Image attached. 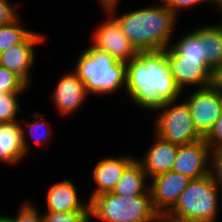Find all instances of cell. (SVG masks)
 I'll return each mask as SVG.
<instances>
[{
  "label": "cell",
  "instance_id": "1",
  "mask_svg": "<svg viewBox=\"0 0 222 222\" xmlns=\"http://www.w3.org/2000/svg\"><path fill=\"white\" fill-rule=\"evenodd\" d=\"M124 89L137 106L153 112L182 95L171 74L166 50L138 52L127 62Z\"/></svg>",
  "mask_w": 222,
  "mask_h": 222
},
{
  "label": "cell",
  "instance_id": "2",
  "mask_svg": "<svg viewBox=\"0 0 222 222\" xmlns=\"http://www.w3.org/2000/svg\"><path fill=\"white\" fill-rule=\"evenodd\" d=\"M105 5L138 52L165 50L170 46L178 16L163 3L117 15V5ZM171 40V41H170Z\"/></svg>",
  "mask_w": 222,
  "mask_h": 222
},
{
  "label": "cell",
  "instance_id": "3",
  "mask_svg": "<svg viewBox=\"0 0 222 222\" xmlns=\"http://www.w3.org/2000/svg\"><path fill=\"white\" fill-rule=\"evenodd\" d=\"M73 71L85 84L89 96L112 95L126 88V63L91 45L82 51Z\"/></svg>",
  "mask_w": 222,
  "mask_h": 222
},
{
  "label": "cell",
  "instance_id": "4",
  "mask_svg": "<svg viewBox=\"0 0 222 222\" xmlns=\"http://www.w3.org/2000/svg\"><path fill=\"white\" fill-rule=\"evenodd\" d=\"M91 219L102 222H160L150 190L143 195L121 196L107 192L89 199Z\"/></svg>",
  "mask_w": 222,
  "mask_h": 222
},
{
  "label": "cell",
  "instance_id": "5",
  "mask_svg": "<svg viewBox=\"0 0 222 222\" xmlns=\"http://www.w3.org/2000/svg\"><path fill=\"white\" fill-rule=\"evenodd\" d=\"M220 192V188L211 174L199 179H192L169 214L217 222Z\"/></svg>",
  "mask_w": 222,
  "mask_h": 222
},
{
  "label": "cell",
  "instance_id": "6",
  "mask_svg": "<svg viewBox=\"0 0 222 222\" xmlns=\"http://www.w3.org/2000/svg\"><path fill=\"white\" fill-rule=\"evenodd\" d=\"M165 103L154 117V133L169 143L183 145L203 137L196 130L189 107L185 101ZM160 111V112H159Z\"/></svg>",
  "mask_w": 222,
  "mask_h": 222
},
{
  "label": "cell",
  "instance_id": "7",
  "mask_svg": "<svg viewBox=\"0 0 222 222\" xmlns=\"http://www.w3.org/2000/svg\"><path fill=\"white\" fill-rule=\"evenodd\" d=\"M102 10L105 11L107 19L93 31L91 46L108 53L117 61L127 63L138 54V51L122 32L117 20L104 8Z\"/></svg>",
  "mask_w": 222,
  "mask_h": 222
},
{
  "label": "cell",
  "instance_id": "8",
  "mask_svg": "<svg viewBox=\"0 0 222 222\" xmlns=\"http://www.w3.org/2000/svg\"><path fill=\"white\" fill-rule=\"evenodd\" d=\"M185 102L196 130L205 138L222 112V94L208 86L190 93Z\"/></svg>",
  "mask_w": 222,
  "mask_h": 222
},
{
  "label": "cell",
  "instance_id": "9",
  "mask_svg": "<svg viewBox=\"0 0 222 222\" xmlns=\"http://www.w3.org/2000/svg\"><path fill=\"white\" fill-rule=\"evenodd\" d=\"M190 181L187 175L172 170L150 178L149 190L153 208L160 216L174 208Z\"/></svg>",
  "mask_w": 222,
  "mask_h": 222
},
{
  "label": "cell",
  "instance_id": "10",
  "mask_svg": "<svg viewBox=\"0 0 222 222\" xmlns=\"http://www.w3.org/2000/svg\"><path fill=\"white\" fill-rule=\"evenodd\" d=\"M46 36L33 31L22 43L9 47L0 53V66L15 72L28 85L31 79V67L35 62V47L45 42Z\"/></svg>",
  "mask_w": 222,
  "mask_h": 222
},
{
  "label": "cell",
  "instance_id": "11",
  "mask_svg": "<svg viewBox=\"0 0 222 222\" xmlns=\"http://www.w3.org/2000/svg\"><path fill=\"white\" fill-rule=\"evenodd\" d=\"M211 149L205 139L178 145L172 171L187 175L191 180L210 174Z\"/></svg>",
  "mask_w": 222,
  "mask_h": 222
},
{
  "label": "cell",
  "instance_id": "12",
  "mask_svg": "<svg viewBox=\"0 0 222 222\" xmlns=\"http://www.w3.org/2000/svg\"><path fill=\"white\" fill-rule=\"evenodd\" d=\"M86 86L74 71L61 76L52 92V102L60 115L76 112L88 97Z\"/></svg>",
  "mask_w": 222,
  "mask_h": 222
},
{
  "label": "cell",
  "instance_id": "13",
  "mask_svg": "<svg viewBox=\"0 0 222 222\" xmlns=\"http://www.w3.org/2000/svg\"><path fill=\"white\" fill-rule=\"evenodd\" d=\"M178 87L195 86L197 89L210 86L212 69L205 60H183V56H166Z\"/></svg>",
  "mask_w": 222,
  "mask_h": 222
},
{
  "label": "cell",
  "instance_id": "14",
  "mask_svg": "<svg viewBox=\"0 0 222 222\" xmlns=\"http://www.w3.org/2000/svg\"><path fill=\"white\" fill-rule=\"evenodd\" d=\"M136 159L131 155L106 157L98 161L92 170V178L96 188L92 191L90 198L103 193L112 192L120 181L125 169Z\"/></svg>",
  "mask_w": 222,
  "mask_h": 222
},
{
  "label": "cell",
  "instance_id": "15",
  "mask_svg": "<svg viewBox=\"0 0 222 222\" xmlns=\"http://www.w3.org/2000/svg\"><path fill=\"white\" fill-rule=\"evenodd\" d=\"M154 143L145 152L143 159H136L142 166L148 179L172 170L177 156L178 145L166 142L154 135Z\"/></svg>",
  "mask_w": 222,
  "mask_h": 222
},
{
  "label": "cell",
  "instance_id": "16",
  "mask_svg": "<svg viewBox=\"0 0 222 222\" xmlns=\"http://www.w3.org/2000/svg\"><path fill=\"white\" fill-rule=\"evenodd\" d=\"M47 212L91 211L89 200L82 202L78 196V188L70 180L52 184L47 190Z\"/></svg>",
  "mask_w": 222,
  "mask_h": 222
},
{
  "label": "cell",
  "instance_id": "17",
  "mask_svg": "<svg viewBox=\"0 0 222 222\" xmlns=\"http://www.w3.org/2000/svg\"><path fill=\"white\" fill-rule=\"evenodd\" d=\"M20 120L0 122V162L8 165L20 163L27 155L23 145Z\"/></svg>",
  "mask_w": 222,
  "mask_h": 222
},
{
  "label": "cell",
  "instance_id": "18",
  "mask_svg": "<svg viewBox=\"0 0 222 222\" xmlns=\"http://www.w3.org/2000/svg\"><path fill=\"white\" fill-rule=\"evenodd\" d=\"M148 176L141 164L135 159L123 172L113 193L121 196L143 195L148 189Z\"/></svg>",
  "mask_w": 222,
  "mask_h": 222
},
{
  "label": "cell",
  "instance_id": "19",
  "mask_svg": "<svg viewBox=\"0 0 222 222\" xmlns=\"http://www.w3.org/2000/svg\"><path fill=\"white\" fill-rule=\"evenodd\" d=\"M192 32L205 43L207 65L211 69L222 65V28L218 24L202 25Z\"/></svg>",
  "mask_w": 222,
  "mask_h": 222
},
{
  "label": "cell",
  "instance_id": "20",
  "mask_svg": "<svg viewBox=\"0 0 222 222\" xmlns=\"http://www.w3.org/2000/svg\"><path fill=\"white\" fill-rule=\"evenodd\" d=\"M166 56H183V60H205L207 55L205 43L192 32L184 33L176 43H170V46L165 49Z\"/></svg>",
  "mask_w": 222,
  "mask_h": 222
},
{
  "label": "cell",
  "instance_id": "21",
  "mask_svg": "<svg viewBox=\"0 0 222 222\" xmlns=\"http://www.w3.org/2000/svg\"><path fill=\"white\" fill-rule=\"evenodd\" d=\"M29 117H32V121L30 120H24V118H22V120L20 119V123H23L24 125L21 126L22 127V131H23V145H24V150L26 152V155L28 156L30 152V143L28 142V135L31 136L32 141H34V143H38V145H42L44 144L47 140L51 139V129H50V125L47 122V120H43L41 114L37 113L36 111L33 112V114H30ZM26 121V122H25ZM30 121V122H28ZM46 121V122H45ZM29 129V130H28ZM28 130V135L26 133V131Z\"/></svg>",
  "mask_w": 222,
  "mask_h": 222
},
{
  "label": "cell",
  "instance_id": "22",
  "mask_svg": "<svg viewBox=\"0 0 222 222\" xmlns=\"http://www.w3.org/2000/svg\"><path fill=\"white\" fill-rule=\"evenodd\" d=\"M20 15L10 23L0 27V53L11 46L22 43L32 32L20 21Z\"/></svg>",
  "mask_w": 222,
  "mask_h": 222
},
{
  "label": "cell",
  "instance_id": "23",
  "mask_svg": "<svg viewBox=\"0 0 222 222\" xmlns=\"http://www.w3.org/2000/svg\"><path fill=\"white\" fill-rule=\"evenodd\" d=\"M22 93H3L0 91V122L19 120L18 112H21L18 96Z\"/></svg>",
  "mask_w": 222,
  "mask_h": 222
},
{
  "label": "cell",
  "instance_id": "24",
  "mask_svg": "<svg viewBox=\"0 0 222 222\" xmlns=\"http://www.w3.org/2000/svg\"><path fill=\"white\" fill-rule=\"evenodd\" d=\"M29 85L15 72L0 66V91L3 93H24Z\"/></svg>",
  "mask_w": 222,
  "mask_h": 222
},
{
  "label": "cell",
  "instance_id": "25",
  "mask_svg": "<svg viewBox=\"0 0 222 222\" xmlns=\"http://www.w3.org/2000/svg\"><path fill=\"white\" fill-rule=\"evenodd\" d=\"M91 211L46 212L43 222H90Z\"/></svg>",
  "mask_w": 222,
  "mask_h": 222
},
{
  "label": "cell",
  "instance_id": "26",
  "mask_svg": "<svg viewBox=\"0 0 222 222\" xmlns=\"http://www.w3.org/2000/svg\"><path fill=\"white\" fill-rule=\"evenodd\" d=\"M10 222H43V215L34 203L26 201L19 207L16 216H6Z\"/></svg>",
  "mask_w": 222,
  "mask_h": 222
},
{
  "label": "cell",
  "instance_id": "27",
  "mask_svg": "<svg viewBox=\"0 0 222 222\" xmlns=\"http://www.w3.org/2000/svg\"><path fill=\"white\" fill-rule=\"evenodd\" d=\"M171 9L177 16H179L184 9H189L200 4H207L210 6H216L213 0H158Z\"/></svg>",
  "mask_w": 222,
  "mask_h": 222
},
{
  "label": "cell",
  "instance_id": "28",
  "mask_svg": "<svg viewBox=\"0 0 222 222\" xmlns=\"http://www.w3.org/2000/svg\"><path fill=\"white\" fill-rule=\"evenodd\" d=\"M204 139L211 151L222 148V112L216 120L213 128Z\"/></svg>",
  "mask_w": 222,
  "mask_h": 222
},
{
  "label": "cell",
  "instance_id": "29",
  "mask_svg": "<svg viewBox=\"0 0 222 222\" xmlns=\"http://www.w3.org/2000/svg\"><path fill=\"white\" fill-rule=\"evenodd\" d=\"M210 174L222 189V148L211 151Z\"/></svg>",
  "mask_w": 222,
  "mask_h": 222
},
{
  "label": "cell",
  "instance_id": "30",
  "mask_svg": "<svg viewBox=\"0 0 222 222\" xmlns=\"http://www.w3.org/2000/svg\"><path fill=\"white\" fill-rule=\"evenodd\" d=\"M8 0H0V27L15 20L19 14L17 13V5Z\"/></svg>",
  "mask_w": 222,
  "mask_h": 222
},
{
  "label": "cell",
  "instance_id": "31",
  "mask_svg": "<svg viewBox=\"0 0 222 222\" xmlns=\"http://www.w3.org/2000/svg\"><path fill=\"white\" fill-rule=\"evenodd\" d=\"M210 86L222 94V65L212 69Z\"/></svg>",
  "mask_w": 222,
  "mask_h": 222
},
{
  "label": "cell",
  "instance_id": "32",
  "mask_svg": "<svg viewBox=\"0 0 222 222\" xmlns=\"http://www.w3.org/2000/svg\"><path fill=\"white\" fill-rule=\"evenodd\" d=\"M160 222H208L200 219L186 218L181 216L170 215L169 213H165L161 216Z\"/></svg>",
  "mask_w": 222,
  "mask_h": 222
},
{
  "label": "cell",
  "instance_id": "33",
  "mask_svg": "<svg viewBox=\"0 0 222 222\" xmlns=\"http://www.w3.org/2000/svg\"><path fill=\"white\" fill-rule=\"evenodd\" d=\"M119 1H121V0H98V2L100 3L102 8L105 5H108V4L113 3V2H119Z\"/></svg>",
  "mask_w": 222,
  "mask_h": 222
},
{
  "label": "cell",
  "instance_id": "34",
  "mask_svg": "<svg viewBox=\"0 0 222 222\" xmlns=\"http://www.w3.org/2000/svg\"><path fill=\"white\" fill-rule=\"evenodd\" d=\"M215 8H216L219 12H221V14H222V0H221L220 2H218V3H216ZM221 19H222V17H221ZM218 25L222 28V20H221V23H218Z\"/></svg>",
  "mask_w": 222,
  "mask_h": 222
},
{
  "label": "cell",
  "instance_id": "35",
  "mask_svg": "<svg viewBox=\"0 0 222 222\" xmlns=\"http://www.w3.org/2000/svg\"><path fill=\"white\" fill-rule=\"evenodd\" d=\"M0 222H10V220L6 216L0 215Z\"/></svg>",
  "mask_w": 222,
  "mask_h": 222
},
{
  "label": "cell",
  "instance_id": "36",
  "mask_svg": "<svg viewBox=\"0 0 222 222\" xmlns=\"http://www.w3.org/2000/svg\"><path fill=\"white\" fill-rule=\"evenodd\" d=\"M215 3H218V2H220L221 0H213Z\"/></svg>",
  "mask_w": 222,
  "mask_h": 222
}]
</instances>
